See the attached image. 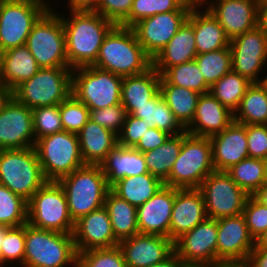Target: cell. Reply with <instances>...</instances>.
<instances>
[{
	"label": "cell",
	"mask_w": 267,
	"mask_h": 267,
	"mask_svg": "<svg viewBox=\"0 0 267 267\" xmlns=\"http://www.w3.org/2000/svg\"><path fill=\"white\" fill-rule=\"evenodd\" d=\"M70 12L69 18L60 15L69 68L93 65L105 37L115 24L95 11Z\"/></svg>",
	"instance_id": "cell-1"
},
{
	"label": "cell",
	"mask_w": 267,
	"mask_h": 267,
	"mask_svg": "<svg viewBox=\"0 0 267 267\" xmlns=\"http://www.w3.org/2000/svg\"><path fill=\"white\" fill-rule=\"evenodd\" d=\"M93 66L125 77L145 72L152 66V59L131 27L115 25L105 37Z\"/></svg>",
	"instance_id": "cell-2"
},
{
	"label": "cell",
	"mask_w": 267,
	"mask_h": 267,
	"mask_svg": "<svg viewBox=\"0 0 267 267\" xmlns=\"http://www.w3.org/2000/svg\"><path fill=\"white\" fill-rule=\"evenodd\" d=\"M57 182L65 192L69 214L74 223L103 207L110 190L100 165L85 164Z\"/></svg>",
	"instance_id": "cell-3"
},
{
	"label": "cell",
	"mask_w": 267,
	"mask_h": 267,
	"mask_svg": "<svg viewBox=\"0 0 267 267\" xmlns=\"http://www.w3.org/2000/svg\"><path fill=\"white\" fill-rule=\"evenodd\" d=\"M76 256L73 233H60L25 224L24 267H75Z\"/></svg>",
	"instance_id": "cell-4"
},
{
	"label": "cell",
	"mask_w": 267,
	"mask_h": 267,
	"mask_svg": "<svg viewBox=\"0 0 267 267\" xmlns=\"http://www.w3.org/2000/svg\"><path fill=\"white\" fill-rule=\"evenodd\" d=\"M213 171L210 138L183 132L181 150L164 185L177 189L199 188Z\"/></svg>",
	"instance_id": "cell-5"
},
{
	"label": "cell",
	"mask_w": 267,
	"mask_h": 267,
	"mask_svg": "<svg viewBox=\"0 0 267 267\" xmlns=\"http://www.w3.org/2000/svg\"><path fill=\"white\" fill-rule=\"evenodd\" d=\"M72 94V69L46 67L13 90V97L30 109L60 105Z\"/></svg>",
	"instance_id": "cell-6"
},
{
	"label": "cell",
	"mask_w": 267,
	"mask_h": 267,
	"mask_svg": "<svg viewBox=\"0 0 267 267\" xmlns=\"http://www.w3.org/2000/svg\"><path fill=\"white\" fill-rule=\"evenodd\" d=\"M47 180L34 147L0 150V184L28 201Z\"/></svg>",
	"instance_id": "cell-7"
},
{
	"label": "cell",
	"mask_w": 267,
	"mask_h": 267,
	"mask_svg": "<svg viewBox=\"0 0 267 267\" xmlns=\"http://www.w3.org/2000/svg\"><path fill=\"white\" fill-rule=\"evenodd\" d=\"M36 151L43 175L47 181H58L85 165L78 136L62 131L35 141Z\"/></svg>",
	"instance_id": "cell-8"
},
{
	"label": "cell",
	"mask_w": 267,
	"mask_h": 267,
	"mask_svg": "<svg viewBox=\"0 0 267 267\" xmlns=\"http://www.w3.org/2000/svg\"><path fill=\"white\" fill-rule=\"evenodd\" d=\"M27 206V223L31 226L73 233L75 223L69 214L65 192L58 182L47 181L27 201Z\"/></svg>",
	"instance_id": "cell-9"
},
{
	"label": "cell",
	"mask_w": 267,
	"mask_h": 267,
	"mask_svg": "<svg viewBox=\"0 0 267 267\" xmlns=\"http://www.w3.org/2000/svg\"><path fill=\"white\" fill-rule=\"evenodd\" d=\"M123 77L93 65L72 69V94L89 110L121 104Z\"/></svg>",
	"instance_id": "cell-10"
},
{
	"label": "cell",
	"mask_w": 267,
	"mask_h": 267,
	"mask_svg": "<svg viewBox=\"0 0 267 267\" xmlns=\"http://www.w3.org/2000/svg\"><path fill=\"white\" fill-rule=\"evenodd\" d=\"M25 45L41 68L69 67L63 22L52 8L34 24Z\"/></svg>",
	"instance_id": "cell-11"
},
{
	"label": "cell",
	"mask_w": 267,
	"mask_h": 267,
	"mask_svg": "<svg viewBox=\"0 0 267 267\" xmlns=\"http://www.w3.org/2000/svg\"><path fill=\"white\" fill-rule=\"evenodd\" d=\"M49 8L40 0H0V53L25 45L34 24Z\"/></svg>",
	"instance_id": "cell-12"
},
{
	"label": "cell",
	"mask_w": 267,
	"mask_h": 267,
	"mask_svg": "<svg viewBox=\"0 0 267 267\" xmlns=\"http://www.w3.org/2000/svg\"><path fill=\"white\" fill-rule=\"evenodd\" d=\"M198 189L204 199L207 217L215 220L242 214L249 197L226 171H213Z\"/></svg>",
	"instance_id": "cell-13"
},
{
	"label": "cell",
	"mask_w": 267,
	"mask_h": 267,
	"mask_svg": "<svg viewBox=\"0 0 267 267\" xmlns=\"http://www.w3.org/2000/svg\"><path fill=\"white\" fill-rule=\"evenodd\" d=\"M232 71L252 83H261V71L267 63V33L259 26L230 40ZM259 76V77H258Z\"/></svg>",
	"instance_id": "cell-14"
},
{
	"label": "cell",
	"mask_w": 267,
	"mask_h": 267,
	"mask_svg": "<svg viewBox=\"0 0 267 267\" xmlns=\"http://www.w3.org/2000/svg\"><path fill=\"white\" fill-rule=\"evenodd\" d=\"M190 11H171L141 19L131 28L145 53L153 60L187 20Z\"/></svg>",
	"instance_id": "cell-15"
},
{
	"label": "cell",
	"mask_w": 267,
	"mask_h": 267,
	"mask_svg": "<svg viewBox=\"0 0 267 267\" xmlns=\"http://www.w3.org/2000/svg\"><path fill=\"white\" fill-rule=\"evenodd\" d=\"M217 220L206 218L192 230L173 242L178 260L203 262L212 265L217 261Z\"/></svg>",
	"instance_id": "cell-16"
},
{
	"label": "cell",
	"mask_w": 267,
	"mask_h": 267,
	"mask_svg": "<svg viewBox=\"0 0 267 267\" xmlns=\"http://www.w3.org/2000/svg\"><path fill=\"white\" fill-rule=\"evenodd\" d=\"M34 145L32 109L12 97L0 112V150Z\"/></svg>",
	"instance_id": "cell-17"
},
{
	"label": "cell",
	"mask_w": 267,
	"mask_h": 267,
	"mask_svg": "<svg viewBox=\"0 0 267 267\" xmlns=\"http://www.w3.org/2000/svg\"><path fill=\"white\" fill-rule=\"evenodd\" d=\"M217 261H246L255 247L242 214L217 219Z\"/></svg>",
	"instance_id": "cell-18"
},
{
	"label": "cell",
	"mask_w": 267,
	"mask_h": 267,
	"mask_svg": "<svg viewBox=\"0 0 267 267\" xmlns=\"http://www.w3.org/2000/svg\"><path fill=\"white\" fill-rule=\"evenodd\" d=\"M214 1L211 0L206 9L218 20L230 40L258 26L259 0Z\"/></svg>",
	"instance_id": "cell-19"
},
{
	"label": "cell",
	"mask_w": 267,
	"mask_h": 267,
	"mask_svg": "<svg viewBox=\"0 0 267 267\" xmlns=\"http://www.w3.org/2000/svg\"><path fill=\"white\" fill-rule=\"evenodd\" d=\"M127 267H149L163 262L173 252L170 238L138 233L118 243Z\"/></svg>",
	"instance_id": "cell-20"
},
{
	"label": "cell",
	"mask_w": 267,
	"mask_h": 267,
	"mask_svg": "<svg viewBox=\"0 0 267 267\" xmlns=\"http://www.w3.org/2000/svg\"><path fill=\"white\" fill-rule=\"evenodd\" d=\"M73 239L77 253L118 246L107 209L103 206L75 222Z\"/></svg>",
	"instance_id": "cell-21"
},
{
	"label": "cell",
	"mask_w": 267,
	"mask_h": 267,
	"mask_svg": "<svg viewBox=\"0 0 267 267\" xmlns=\"http://www.w3.org/2000/svg\"><path fill=\"white\" fill-rule=\"evenodd\" d=\"M175 188L163 186L153 197L137 208L139 233L169 238Z\"/></svg>",
	"instance_id": "cell-22"
},
{
	"label": "cell",
	"mask_w": 267,
	"mask_h": 267,
	"mask_svg": "<svg viewBox=\"0 0 267 267\" xmlns=\"http://www.w3.org/2000/svg\"><path fill=\"white\" fill-rule=\"evenodd\" d=\"M206 218L204 199L198 188H175V201L169 227V238L173 242Z\"/></svg>",
	"instance_id": "cell-23"
},
{
	"label": "cell",
	"mask_w": 267,
	"mask_h": 267,
	"mask_svg": "<svg viewBox=\"0 0 267 267\" xmlns=\"http://www.w3.org/2000/svg\"><path fill=\"white\" fill-rule=\"evenodd\" d=\"M216 171H226L249 157L246 125L233 121L222 132L210 137Z\"/></svg>",
	"instance_id": "cell-24"
},
{
	"label": "cell",
	"mask_w": 267,
	"mask_h": 267,
	"mask_svg": "<svg viewBox=\"0 0 267 267\" xmlns=\"http://www.w3.org/2000/svg\"><path fill=\"white\" fill-rule=\"evenodd\" d=\"M233 121L234 113L208 92L200 95L194 118L186 127V132L210 138L222 132Z\"/></svg>",
	"instance_id": "cell-25"
},
{
	"label": "cell",
	"mask_w": 267,
	"mask_h": 267,
	"mask_svg": "<svg viewBox=\"0 0 267 267\" xmlns=\"http://www.w3.org/2000/svg\"><path fill=\"white\" fill-rule=\"evenodd\" d=\"M196 56L194 27L186 20L152 60V66L162 75L168 68L195 60Z\"/></svg>",
	"instance_id": "cell-26"
},
{
	"label": "cell",
	"mask_w": 267,
	"mask_h": 267,
	"mask_svg": "<svg viewBox=\"0 0 267 267\" xmlns=\"http://www.w3.org/2000/svg\"><path fill=\"white\" fill-rule=\"evenodd\" d=\"M40 68L26 45L0 53V83L12 91Z\"/></svg>",
	"instance_id": "cell-27"
},
{
	"label": "cell",
	"mask_w": 267,
	"mask_h": 267,
	"mask_svg": "<svg viewBox=\"0 0 267 267\" xmlns=\"http://www.w3.org/2000/svg\"><path fill=\"white\" fill-rule=\"evenodd\" d=\"M100 166L109 187L124 177L148 173L142 152L118 144L109 152Z\"/></svg>",
	"instance_id": "cell-28"
},
{
	"label": "cell",
	"mask_w": 267,
	"mask_h": 267,
	"mask_svg": "<svg viewBox=\"0 0 267 267\" xmlns=\"http://www.w3.org/2000/svg\"><path fill=\"white\" fill-rule=\"evenodd\" d=\"M161 75L151 66L143 73L123 77L121 104L127 114L147 104L160 91Z\"/></svg>",
	"instance_id": "cell-29"
},
{
	"label": "cell",
	"mask_w": 267,
	"mask_h": 267,
	"mask_svg": "<svg viewBox=\"0 0 267 267\" xmlns=\"http://www.w3.org/2000/svg\"><path fill=\"white\" fill-rule=\"evenodd\" d=\"M200 8L192 7L187 18L194 27L197 54L229 47L230 39L218 20L207 9Z\"/></svg>",
	"instance_id": "cell-30"
},
{
	"label": "cell",
	"mask_w": 267,
	"mask_h": 267,
	"mask_svg": "<svg viewBox=\"0 0 267 267\" xmlns=\"http://www.w3.org/2000/svg\"><path fill=\"white\" fill-rule=\"evenodd\" d=\"M85 164L100 165L118 144V136L89 120L77 134Z\"/></svg>",
	"instance_id": "cell-31"
},
{
	"label": "cell",
	"mask_w": 267,
	"mask_h": 267,
	"mask_svg": "<svg viewBox=\"0 0 267 267\" xmlns=\"http://www.w3.org/2000/svg\"><path fill=\"white\" fill-rule=\"evenodd\" d=\"M164 182L158 177L145 173L137 176L124 177L110 187V190L118 197L138 208L162 187Z\"/></svg>",
	"instance_id": "cell-32"
},
{
	"label": "cell",
	"mask_w": 267,
	"mask_h": 267,
	"mask_svg": "<svg viewBox=\"0 0 267 267\" xmlns=\"http://www.w3.org/2000/svg\"><path fill=\"white\" fill-rule=\"evenodd\" d=\"M104 207L108 211L115 239L120 242L139 233L137 208L111 190L106 194Z\"/></svg>",
	"instance_id": "cell-33"
},
{
	"label": "cell",
	"mask_w": 267,
	"mask_h": 267,
	"mask_svg": "<svg viewBox=\"0 0 267 267\" xmlns=\"http://www.w3.org/2000/svg\"><path fill=\"white\" fill-rule=\"evenodd\" d=\"M234 121L244 125H267V86L252 83L234 112Z\"/></svg>",
	"instance_id": "cell-34"
},
{
	"label": "cell",
	"mask_w": 267,
	"mask_h": 267,
	"mask_svg": "<svg viewBox=\"0 0 267 267\" xmlns=\"http://www.w3.org/2000/svg\"><path fill=\"white\" fill-rule=\"evenodd\" d=\"M131 115L144 120L150 127H156L171 136L186 132V128L168 107L160 91L147 104L140 106Z\"/></svg>",
	"instance_id": "cell-35"
},
{
	"label": "cell",
	"mask_w": 267,
	"mask_h": 267,
	"mask_svg": "<svg viewBox=\"0 0 267 267\" xmlns=\"http://www.w3.org/2000/svg\"><path fill=\"white\" fill-rule=\"evenodd\" d=\"M160 93L178 121L186 128L194 118L201 94L172 84H160Z\"/></svg>",
	"instance_id": "cell-36"
},
{
	"label": "cell",
	"mask_w": 267,
	"mask_h": 267,
	"mask_svg": "<svg viewBox=\"0 0 267 267\" xmlns=\"http://www.w3.org/2000/svg\"><path fill=\"white\" fill-rule=\"evenodd\" d=\"M183 133L170 136L158 148L144 152L148 173L161 179L163 182L169 177L171 168L182 147Z\"/></svg>",
	"instance_id": "cell-37"
},
{
	"label": "cell",
	"mask_w": 267,
	"mask_h": 267,
	"mask_svg": "<svg viewBox=\"0 0 267 267\" xmlns=\"http://www.w3.org/2000/svg\"><path fill=\"white\" fill-rule=\"evenodd\" d=\"M251 84L246 77L231 70L210 87L209 93L234 113Z\"/></svg>",
	"instance_id": "cell-38"
},
{
	"label": "cell",
	"mask_w": 267,
	"mask_h": 267,
	"mask_svg": "<svg viewBox=\"0 0 267 267\" xmlns=\"http://www.w3.org/2000/svg\"><path fill=\"white\" fill-rule=\"evenodd\" d=\"M226 172L249 196L266 182L263 159L248 157L232 165Z\"/></svg>",
	"instance_id": "cell-39"
},
{
	"label": "cell",
	"mask_w": 267,
	"mask_h": 267,
	"mask_svg": "<svg viewBox=\"0 0 267 267\" xmlns=\"http://www.w3.org/2000/svg\"><path fill=\"white\" fill-rule=\"evenodd\" d=\"M160 84H172L194 90L200 94L210 91L195 60L168 68L160 79Z\"/></svg>",
	"instance_id": "cell-40"
},
{
	"label": "cell",
	"mask_w": 267,
	"mask_h": 267,
	"mask_svg": "<svg viewBox=\"0 0 267 267\" xmlns=\"http://www.w3.org/2000/svg\"><path fill=\"white\" fill-rule=\"evenodd\" d=\"M192 6L183 0H133L128 18L121 24L132 27L141 19L171 11H190Z\"/></svg>",
	"instance_id": "cell-41"
},
{
	"label": "cell",
	"mask_w": 267,
	"mask_h": 267,
	"mask_svg": "<svg viewBox=\"0 0 267 267\" xmlns=\"http://www.w3.org/2000/svg\"><path fill=\"white\" fill-rule=\"evenodd\" d=\"M195 61L205 82L211 87L216 81L232 70L230 46L211 52L197 54Z\"/></svg>",
	"instance_id": "cell-42"
},
{
	"label": "cell",
	"mask_w": 267,
	"mask_h": 267,
	"mask_svg": "<svg viewBox=\"0 0 267 267\" xmlns=\"http://www.w3.org/2000/svg\"><path fill=\"white\" fill-rule=\"evenodd\" d=\"M27 201L0 184V224L20 227L27 223Z\"/></svg>",
	"instance_id": "cell-43"
},
{
	"label": "cell",
	"mask_w": 267,
	"mask_h": 267,
	"mask_svg": "<svg viewBox=\"0 0 267 267\" xmlns=\"http://www.w3.org/2000/svg\"><path fill=\"white\" fill-rule=\"evenodd\" d=\"M75 267H127L118 246L77 253Z\"/></svg>",
	"instance_id": "cell-44"
},
{
	"label": "cell",
	"mask_w": 267,
	"mask_h": 267,
	"mask_svg": "<svg viewBox=\"0 0 267 267\" xmlns=\"http://www.w3.org/2000/svg\"><path fill=\"white\" fill-rule=\"evenodd\" d=\"M59 109L63 131L78 134L90 120V110L73 94L59 105Z\"/></svg>",
	"instance_id": "cell-45"
},
{
	"label": "cell",
	"mask_w": 267,
	"mask_h": 267,
	"mask_svg": "<svg viewBox=\"0 0 267 267\" xmlns=\"http://www.w3.org/2000/svg\"><path fill=\"white\" fill-rule=\"evenodd\" d=\"M32 121L35 141L63 131L59 105L32 109Z\"/></svg>",
	"instance_id": "cell-46"
},
{
	"label": "cell",
	"mask_w": 267,
	"mask_h": 267,
	"mask_svg": "<svg viewBox=\"0 0 267 267\" xmlns=\"http://www.w3.org/2000/svg\"><path fill=\"white\" fill-rule=\"evenodd\" d=\"M24 256L25 225L12 227L3 238V246H1L0 251V261L3 265H6V267L9 263H18V266L22 265L21 267H24Z\"/></svg>",
	"instance_id": "cell-47"
},
{
	"label": "cell",
	"mask_w": 267,
	"mask_h": 267,
	"mask_svg": "<svg viewBox=\"0 0 267 267\" xmlns=\"http://www.w3.org/2000/svg\"><path fill=\"white\" fill-rule=\"evenodd\" d=\"M126 115V109L122 104L90 110V120L110 130L117 136L122 130Z\"/></svg>",
	"instance_id": "cell-48"
},
{
	"label": "cell",
	"mask_w": 267,
	"mask_h": 267,
	"mask_svg": "<svg viewBox=\"0 0 267 267\" xmlns=\"http://www.w3.org/2000/svg\"><path fill=\"white\" fill-rule=\"evenodd\" d=\"M242 215L249 233L256 240L267 229V207L249 196Z\"/></svg>",
	"instance_id": "cell-49"
},
{
	"label": "cell",
	"mask_w": 267,
	"mask_h": 267,
	"mask_svg": "<svg viewBox=\"0 0 267 267\" xmlns=\"http://www.w3.org/2000/svg\"><path fill=\"white\" fill-rule=\"evenodd\" d=\"M150 128L144 120L127 114L122 130L118 135V145L134 148Z\"/></svg>",
	"instance_id": "cell-50"
},
{
	"label": "cell",
	"mask_w": 267,
	"mask_h": 267,
	"mask_svg": "<svg viewBox=\"0 0 267 267\" xmlns=\"http://www.w3.org/2000/svg\"><path fill=\"white\" fill-rule=\"evenodd\" d=\"M133 0H99L96 12L115 25H121L129 16Z\"/></svg>",
	"instance_id": "cell-51"
},
{
	"label": "cell",
	"mask_w": 267,
	"mask_h": 267,
	"mask_svg": "<svg viewBox=\"0 0 267 267\" xmlns=\"http://www.w3.org/2000/svg\"><path fill=\"white\" fill-rule=\"evenodd\" d=\"M248 154L250 158L267 157V125H246Z\"/></svg>",
	"instance_id": "cell-52"
},
{
	"label": "cell",
	"mask_w": 267,
	"mask_h": 267,
	"mask_svg": "<svg viewBox=\"0 0 267 267\" xmlns=\"http://www.w3.org/2000/svg\"><path fill=\"white\" fill-rule=\"evenodd\" d=\"M170 136L167 132L156 127H150L134 148L142 153L154 150L164 144Z\"/></svg>",
	"instance_id": "cell-53"
},
{
	"label": "cell",
	"mask_w": 267,
	"mask_h": 267,
	"mask_svg": "<svg viewBox=\"0 0 267 267\" xmlns=\"http://www.w3.org/2000/svg\"><path fill=\"white\" fill-rule=\"evenodd\" d=\"M246 262L249 267H267V249L253 248Z\"/></svg>",
	"instance_id": "cell-54"
},
{
	"label": "cell",
	"mask_w": 267,
	"mask_h": 267,
	"mask_svg": "<svg viewBox=\"0 0 267 267\" xmlns=\"http://www.w3.org/2000/svg\"><path fill=\"white\" fill-rule=\"evenodd\" d=\"M70 11H95L99 0H68Z\"/></svg>",
	"instance_id": "cell-55"
},
{
	"label": "cell",
	"mask_w": 267,
	"mask_h": 267,
	"mask_svg": "<svg viewBox=\"0 0 267 267\" xmlns=\"http://www.w3.org/2000/svg\"><path fill=\"white\" fill-rule=\"evenodd\" d=\"M258 26L267 33V0H259Z\"/></svg>",
	"instance_id": "cell-56"
},
{
	"label": "cell",
	"mask_w": 267,
	"mask_h": 267,
	"mask_svg": "<svg viewBox=\"0 0 267 267\" xmlns=\"http://www.w3.org/2000/svg\"><path fill=\"white\" fill-rule=\"evenodd\" d=\"M12 97L13 91L0 83V112Z\"/></svg>",
	"instance_id": "cell-57"
},
{
	"label": "cell",
	"mask_w": 267,
	"mask_h": 267,
	"mask_svg": "<svg viewBox=\"0 0 267 267\" xmlns=\"http://www.w3.org/2000/svg\"><path fill=\"white\" fill-rule=\"evenodd\" d=\"M252 196L262 205L267 207V182H265Z\"/></svg>",
	"instance_id": "cell-58"
},
{
	"label": "cell",
	"mask_w": 267,
	"mask_h": 267,
	"mask_svg": "<svg viewBox=\"0 0 267 267\" xmlns=\"http://www.w3.org/2000/svg\"><path fill=\"white\" fill-rule=\"evenodd\" d=\"M211 267H249L246 261H216Z\"/></svg>",
	"instance_id": "cell-59"
},
{
	"label": "cell",
	"mask_w": 267,
	"mask_h": 267,
	"mask_svg": "<svg viewBox=\"0 0 267 267\" xmlns=\"http://www.w3.org/2000/svg\"><path fill=\"white\" fill-rule=\"evenodd\" d=\"M177 255L173 252L166 260H164L163 262L154 264L152 266L149 267H176V263H177Z\"/></svg>",
	"instance_id": "cell-60"
},
{
	"label": "cell",
	"mask_w": 267,
	"mask_h": 267,
	"mask_svg": "<svg viewBox=\"0 0 267 267\" xmlns=\"http://www.w3.org/2000/svg\"><path fill=\"white\" fill-rule=\"evenodd\" d=\"M176 267H211V265L203 262H185L177 260Z\"/></svg>",
	"instance_id": "cell-61"
},
{
	"label": "cell",
	"mask_w": 267,
	"mask_h": 267,
	"mask_svg": "<svg viewBox=\"0 0 267 267\" xmlns=\"http://www.w3.org/2000/svg\"><path fill=\"white\" fill-rule=\"evenodd\" d=\"M254 248H266L267 249V229L255 240Z\"/></svg>",
	"instance_id": "cell-62"
},
{
	"label": "cell",
	"mask_w": 267,
	"mask_h": 267,
	"mask_svg": "<svg viewBox=\"0 0 267 267\" xmlns=\"http://www.w3.org/2000/svg\"><path fill=\"white\" fill-rule=\"evenodd\" d=\"M186 4L191 5L192 7H202L203 5H208V0H183ZM207 4V5H206Z\"/></svg>",
	"instance_id": "cell-63"
},
{
	"label": "cell",
	"mask_w": 267,
	"mask_h": 267,
	"mask_svg": "<svg viewBox=\"0 0 267 267\" xmlns=\"http://www.w3.org/2000/svg\"><path fill=\"white\" fill-rule=\"evenodd\" d=\"M12 227L8 225L0 224V251L1 246H3V238L5 237V234L11 229Z\"/></svg>",
	"instance_id": "cell-64"
},
{
	"label": "cell",
	"mask_w": 267,
	"mask_h": 267,
	"mask_svg": "<svg viewBox=\"0 0 267 267\" xmlns=\"http://www.w3.org/2000/svg\"><path fill=\"white\" fill-rule=\"evenodd\" d=\"M263 162H264L265 177H266V182H267V157L263 159Z\"/></svg>",
	"instance_id": "cell-65"
},
{
	"label": "cell",
	"mask_w": 267,
	"mask_h": 267,
	"mask_svg": "<svg viewBox=\"0 0 267 267\" xmlns=\"http://www.w3.org/2000/svg\"><path fill=\"white\" fill-rule=\"evenodd\" d=\"M263 79H264V81H263L264 84L267 86V76L266 77L264 76Z\"/></svg>",
	"instance_id": "cell-66"
},
{
	"label": "cell",
	"mask_w": 267,
	"mask_h": 267,
	"mask_svg": "<svg viewBox=\"0 0 267 267\" xmlns=\"http://www.w3.org/2000/svg\"><path fill=\"white\" fill-rule=\"evenodd\" d=\"M0 267H5V266L1 263V261H0Z\"/></svg>",
	"instance_id": "cell-67"
}]
</instances>
